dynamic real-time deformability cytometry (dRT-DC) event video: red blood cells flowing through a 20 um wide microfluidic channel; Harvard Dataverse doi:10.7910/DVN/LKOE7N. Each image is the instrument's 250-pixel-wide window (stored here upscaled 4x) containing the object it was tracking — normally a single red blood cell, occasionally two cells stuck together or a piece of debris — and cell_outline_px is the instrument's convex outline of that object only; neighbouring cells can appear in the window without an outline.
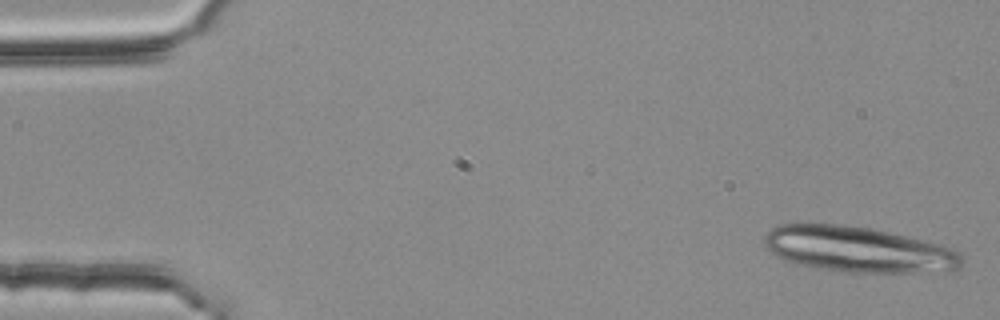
{"species": "common noctule bat (a hibernating species)", "species_latin": "Nyctalus noctula", "temperature_condition": "room temperature", "stored_images_in_passage": 15, "camera_frame_rate_fps": 3000, "um_per_image_px": 0.085, "animal": {"sex": "female", "body_mass_g": 25.1}, "frame": {"image": 1, "passage_image": 1, "time_ms": 0.0, "image_size_px": [1000, 320], "cell_outline_px": [[964, 260], [960, 268], [952, 272], [840, 272], [816, 268], [784, 260], [772, 252], [764, 244], [764, 236], [776, 224], [840, 224], [872, 228], [936, 244], [960, 252]], "centroid_in_image_um": [72.96, 21.21], "position_along_channel_um": 12.0, "area_um2": 52.42}}